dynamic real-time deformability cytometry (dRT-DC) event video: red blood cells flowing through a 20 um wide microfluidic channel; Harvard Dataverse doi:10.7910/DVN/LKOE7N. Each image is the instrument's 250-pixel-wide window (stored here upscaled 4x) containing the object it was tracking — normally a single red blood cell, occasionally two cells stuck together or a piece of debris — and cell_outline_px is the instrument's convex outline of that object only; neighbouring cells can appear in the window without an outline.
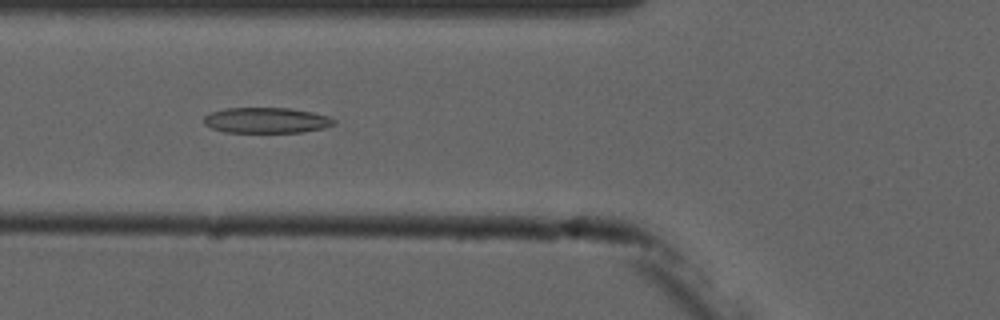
{"species": "common noctule bat (a hibernating species)", "species_latin": "Nyctalus noctula", "temperature_condition": "cold", "stored_images_in_passage": 7, "camera_frame_rate_fps": 3000, "um_per_image_px": 0.085, "animal": {"sex": "male", "forearm_length_mm": 52.5}, "frame": {"image": 1, "passage_image": 6, "time_ms": 5.667, "image_size_px": [1000, 320], "cell_outline_px": [[336, 124], [324, 128], [304, 132], [224, 132], [212, 128], [204, 124], [204, 116], [212, 112], [224, 108], [288, 108], [312, 112], [328, 116], [336, 120]], "centroid_in_image_um": [22.66, 10.23], "position_along_channel_um": 103.1, "area_um2": 19.42}}
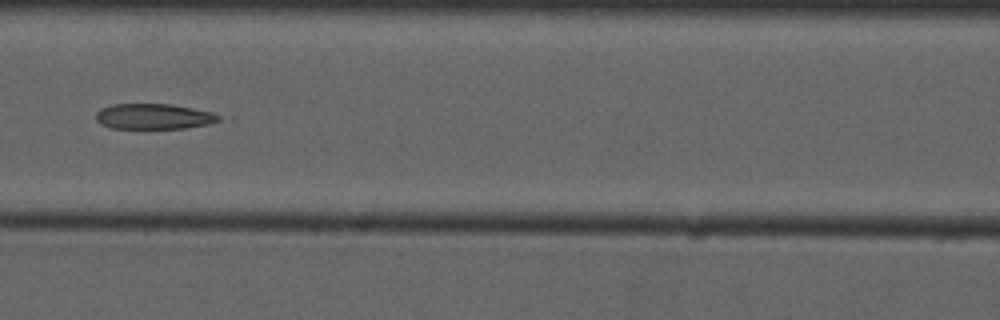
{"frame": {"image": 2, "passage_image": 7, "time_ms": 7.0, "image_size_px": [1000, 320], "cell_outline_px": [[220, 120], [208, 124], [184, 128], [112, 128], [100, 124], [96, 120], [96, 112], [100, 108], [112, 104], [172, 104], [212, 112], [220, 116]], "centroid_in_image_um": [13.03, 9.89], "position_along_channel_um": 153.6, "area_um2": 18.21}}